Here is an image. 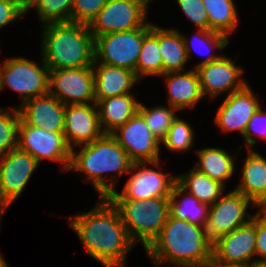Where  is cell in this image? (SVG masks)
Wrapping results in <instances>:
<instances>
[{"label": "cell", "mask_w": 266, "mask_h": 267, "mask_svg": "<svg viewBox=\"0 0 266 267\" xmlns=\"http://www.w3.org/2000/svg\"><path fill=\"white\" fill-rule=\"evenodd\" d=\"M88 255L104 267H124L128 253L136 246L127 234L117 209L106 197L87 212L69 216Z\"/></svg>", "instance_id": "cell-1"}, {"label": "cell", "mask_w": 266, "mask_h": 267, "mask_svg": "<svg viewBox=\"0 0 266 267\" xmlns=\"http://www.w3.org/2000/svg\"><path fill=\"white\" fill-rule=\"evenodd\" d=\"M212 245L205 227L168 215L166 224L145 252L155 266L211 267Z\"/></svg>", "instance_id": "cell-2"}, {"label": "cell", "mask_w": 266, "mask_h": 267, "mask_svg": "<svg viewBox=\"0 0 266 267\" xmlns=\"http://www.w3.org/2000/svg\"><path fill=\"white\" fill-rule=\"evenodd\" d=\"M77 152L71 149L69 170L83 173L86 181L91 182L92 187L99 197H107L115 190V175L107 179L104 174L116 172L122 177L131 169L133 161L126 151L119 145L112 134H103L91 143L81 145ZM108 181H107V180Z\"/></svg>", "instance_id": "cell-3"}, {"label": "cell", "mask_w": 266, "mask_h": 267, "mask_svg": "<svg viewBox=\"0 0 266 267\" xmlns=\"http://www.w3.org/2000/svg\"><path fill=\"white\" fill-rule=\"evenodd\" d=\"M41 28V60L49 70L93 66L94 37L87 24L50 23Z\"/></svg>", "instance_id": "cell-4"}, {"label": "cell", "mask_w": 266, "mask_h": 267, "mask_svg": "<svg viewBox=\"0 0 266 267\" xmlns=\"http://www.w3.org/2000/svg\"><path fill=\"white\" fill-rule=\"evenodd\" d=\"M117 209L131 241L146 249L158 236L169 215V197L147 200L108 199Z\"/></svg>", "instance_id": "cell-5"}, {"label": "cell", "mask_w": 266, "mask_h": 267, "mask_svg": "<svg viewBox=\"0 0 266 267\" xmlns=\"http://www.w3.org/2000/svg\"><path fill=\"white\" fill-rule=\"evenodd\" d=\"M25 57H11L0 63V92L6 87L17 92L21 104L48 93L49 69ZM42 65V66H41Z\"/></svg>", "instance_id": "cell-6"}, {"label": "cell", "mask_w": 266, "mask_h": 267, "mask_svg": "<svg viewBox=\"0 0 266 267\" xmlns=\"http://www.w3.org/2000/svg\"><path fill=\"white\" fill-rule=\"evenodd\" d=\"M152 24L146 22L140 28L97 37L94 40L95 60L135 72L144 37Z\"/></svg>", "instance_id": "cell-7"}, {"label": "cell", "mask_w": 266, "mask_h": 267, "mask_svg": "<svg viewBox=\"0 0 266 267\" xmlns=\"http://www.w3.org/2000/svg\"><path fill=\"white\" fill-rule=\"evenodd\" d=\"M159 162H133L129 171L132 175L121 193L115 189L106 198L147 200L154 197H170L177 175L164 173ZM149 165L158 168V171L148 167Z\"/></svg>", "instance_id": "cell-8"}, {"label": "cell", "mask_w": 266, "mask_h": 267, "mask_svg": "<svg viewBox=\"0 0 266 267\" xmlns=\"http://www.w3.org/2000/svg\"><path fill=\"white\" fill-rule=\"evenodd\" d=\"M257 206L244 194L228 191L209 206L205 226L207 237L214 242L218 237L231 233L250 222L254 215L247 212L249 205Z\"/></svg>", "instance_id": "cell-9"}, {"label": "cell", "mask_w": 266, "mask_h": 267, "mask_svg": "<svg viewBox=\"0 0 266 267\" xmlns=\"http://www.w3.org/2000/svg\"><path fill=\"white\" fill-rule=\"evenodd\" d=\"M17 147L31 154L39 164L42 159L52 160L60 162L63 170H68L71 148L66 142L64 133L45 131L27 125L21 120Z\"/></svg>", "instance_id": "cell-10"}, {"label": "cell", "mask_w": 266, "mask_h": 267, "mask_svg": "<svg viewBox=\"0 0 266 267\" xmlns=\"http://www.w3.org/2000/svg\"><path fill=\"white\" fill-rule=\"evenodd\" d=\"M48 92L65 105L95 103L93 67L49 70Z\"/></svg>", "instance_id": "cell-11"}, {"label": "cell", "mask_w": 266, "mask_h": 267, "mask_svg": "<svg viewBox=\"0 0 266 267\" xmlns=\"http://www.w3.org/2000/svg\"><path fill=\"white\" fill-rule=\"evenodd\" d=\"M147 15L148 12L133 0H108L88 26L95 40L107 33L140 28L147 22Z\"/></svg>", "instance_id": "cell-12"}, {"label": "cell", "mask_w": 266, "mask_h": 267, "mask_svg": "<svg viewBox=\"0 0 266 267\" xmlns=\"http://www.w3.org/2000/svg\"><path fill=\"white\" fill-rule=\"evenodd\" d=\"M112 135L133 162H157L160 160L161 142L153 135L139 113L115 130Z\"/></svg>", "instance_id": "cell-13"}, {"label": "cell", "mask_w": 266, "mask_h": 267, "mask_svg": "<svg viewBox=\"0 0 266 267\" xmlns=\"http://www.w3.org/2000/svg\"><path fill=\"white\" fill-rule=\"evenodd\" d=\"M39 163L18 147L0 156V197L10 206L22 194Z\"/></svg>", "instance_id": "cell-14"}, {"label": "cell", "mask_w": 266, "mask_h": 267, "mask_svg": "<svg viewBox=\"0 0 266 267\" xmlns=\"http://www.w3.org/2000/svg\"><path fill=\"white\" fill-rule=\"evenodd\" d=\"M203 97L214 99L220 94H232L242 90L248 83L242 78L244 70L225 55L213 62L196 68Z\"/></svg>", "instance_id": "cell-15"}, {"label": "cell", "mask_w": 266, "mask_h": 267, "mask_svg": "<svg viewBox=\"0 0 266 267\" xmlns=\"http://www.w3.org/2000/svg\"><path fill=\"white\" fill-rule=\"evenodd\" d=\"M255 256L256 213L250 222L218 237L212 245V263L250 264L257 261Z\"/></svg>", "instance_id": "cell-16"}, {"label": "cell", "mask_w": 266, "mask_h": 267, "mask_svg": "<svg viewBox=\"0 0 266 267\" xmlns=\"http://www.w3.org/2000/svg\"><path fill=\"white\" fill-rule=\"evenodd\" d=\"M260 102L250 85L227 95L218 108L215 123L224 133L239 132L244 136L248 122L260 108Z\"/></svg>", "instance_id": "cell-17"}, {"label": "cell", "mask_w": 266, "mask_h": 267, "mask_svg": "<svg viewBox=\"0 0 266 267\" xmlns=\"http://www.w3.org/2000/svg\"><path fill=\"white\" fill-rule=\"evenodd\" d=\"M103 134L96 103L65 105L64 136L71 149L91 143Z\"/></svg>", "instance_id": "cell-18"}, {"label": "cell", "mask_w": 266, "mask_h": 267, "mask_svg": "<svg viewBox=\"0 0 266 267\" xmlns=\"http://www.w3.org/2000/svg\"><path fill=\"white\" fill-rule=\"evenodd\" d=\"M18 107L25 124L45 131L64 133L65 104L49 92L29 99Z\"/></svg>", "instance_id": "cell-19"}, {"label": "cell", "mask_w": 266, "mask_h": 267, "mask_svg": "<svg viewBox=\"0 0 266 267\" xmlns=\"http://www.w3.org/2000/svg\"><path fill=\"white\" fill-rule=\"evenodd\" d=\"M165 76L168 105L178 111L193 109L204 97L200 79L195 68L186 71L168 72Z\"/></svg>", "instance_id": "cell-20"}, {"label": "cell", "mask_w": 266, "mask_h": 267, "mask_svg": "<svg viewBox=\"0 0 266 267\" xmlns=\"http://www.w3.org/2000/svg\"><path fill=\"white\" fill-rule=\"evenodd\" d=\"M92 67L96 101L131 93V88L140 81L131 70L98 63L95 59Z\"/></svg>", "instance_id": "cell-21"}, {"label": "cell", "mask_w": 266, "mask_h": 267, "mask_svg": "<svg viewBox=\"0 0 266 267\" xmlns=\"http://www.w3.org/2000/svg\"><path fill=\"white\" fill-rule=\"evenodd\" d=\"M243 159L242 178L234 189L250 199L258 209H266V159L254 150L247 149Z\"/></svg>", "instance_id": "cell-22"}, {"label": "cell", "mask_w": 266, "mask_h": 267, "mask_svg": "<svg viewBox=\"0 0 266 267\" xmlns=\"http://www.w3.org/2000/svg\"><path fill=\"white\" fill-rule=\"evenodd\" d=\"M134 97L132 93H128L95 101L104 134H112L138 113L141 101Z\"/></svg>", "instance_id": "cell-23"}, {"label": "cell", "mask_w": 266, "mask_h": 267, "mask_svg": "<svg viewBox=\"0 0 266 267\" xmlns=\"http://www.w3.org/2000/svg\"><path fill=\"white\" fill-rule=\"evenodd\" d=\"M198 157L194 168L206 174L211 179L225 185V182L235 173V156L229 155L225 150L216 147H207L195 151Z\"/></svg>", "instance_id": "cell-24"}, {"label": "cell", "mask_w": 266, "mask_h": 267, "mask_svg": "<svg viewBox=\"0 0 266 267\" xmlns=\"http://www.w3.org/2000/svg\"><path fill=\"white\" fill-rule=\"evenodd\" d=\"M180 196L181 199H179ZM169 198V215L171 217L178 220H187L197 226H206L208 204L200 202L195 196L186 192L177 182L174 184Z\"/></svg>", "instance_id": "cell-25"}, {"label": "cell", "mask_w": 266, "mask_h": 267, "mask_svg": "<svg viewBox=\"0 0 266 267\" xmlns=\"http://www.w3.org/2000/svg\"><path fill=\"white\" fill-rule=\"evenodd\" d=\"M158 44L162 57V75L184 71L188 58L182 33L176 28L158 26Z\"/></svg>", "instance_id": "cell-26"}, {"label": "cell", "mask_w": 266, "mask_h": 267, "mask_svg": "<svg viewBox=\"0 0 266 267\" xmlns=\"http://www.w3.org/2000/svg\"><path fill=\"white\" fill-rule=\"evenodd\" d=\"M176 182L189 194L209 206L225 193L224 185L194 167L188 172L177 175Z\"/></svg>", "instance_id": "cell-27"}, {"label": "cell", "mask_w": 266, "mask_h": 267, "mask_svg": "<svg viewBox=\"0 0 266 267\" xmlns=\"http://www.w3.org/2000/svg\"><path fill=\"white\" fill-rule=\"evenodd\" d=\"M135 75L140 81L149 75L162 76V57L158 44L157 24H152L150 32L144 37Z\"/></svg>", "instance_id": "cell-28"}, {"label": "cell", "mask_w": 266, "mask_h": 267, "mask_svg": "<svg viewBox=\"0 0 266 267\" xmlns=\"http://www.w3.org/2000/svg\"><path fill=\"white\" fill-rule=\"evenodd\" d=\"M209 21V30L226 35L238 27V11L234 0H202Z\"/></svg>", "instance_id": "cell-29"}, {"label": "cell", "mask_w": 266, "mask_h": 267, "mask_svg": "<svg viewBox=\"0 0 266 267\" xmlns=\"http://www.w3.org/2000/svg\"><path fill=\"white\" fill-rule=\"evenodd\" d=\"M197 30H198L197 33H195L191 39L190 38L188 39V37L182 34L188 61L191 56L192 50L196 51L198 54L206 55L210 54V51L212 50L214 51V49L222 50L223 48L227 47V45H229L230 43L229 38L222 33L213 30H203V29H197ZM214 54L215 53L212 54L211 52L210 55H207L204 61H201L200 63L196 64L193 68L196 69L199 65L216 61L221 57L219 54L218 55Z\"/></svg>", "instance_id": "cell-30"}, {"label": "cell", "mask_w": 266, "mask_h": 267, "mask_svg": "<svg viewBox=\"0 0 266 267\" xmlns=\"http://www.w3.org/2000/svg\"><path fill=\"white\" fill-rule=\"evenodd\" d=\"M73 3L74 0H32L26 6V14L35 9L42 25L67 23L71 22Z\"/></svg>", "instance_id": "cell-31"}, {"label": "cell", "mask_w": 266, "mask_h": 267, "mask_svg": "<svg viewBox=\"0 0 266 267\" xmlns=\"http://www.w3.org/2000/svg\"><path fill=\"white\" fill-rule=\"evenodd\" d=\"M178 110L176 108L166 106H155L148 108L143 103H140L138 113L144 118L146 124L151 129L153 135L161 142L173 120L177 117L175 114Z\"/></svg>", "instance_id": "cell-32"}, {"label": "cell", "mask_w": 266, "mask_h": 267, "mask_svg": "<svg viewBox=\"0 0 266 267\" xmlns=\"http://www.w3.org/2000/svg\"><path fill=\"white\" fill-rule=\"evenodd\" d=\"M193 131L191 124L177 116L161 144L163 143L168 151L187 152L194 146L195 132Z\"/></svg>", "instance_id": "cell-33"}, {"label": "cell", "mask_w": 266, "mask_h": 267, "mask_svg": "<svg viewBox=\"0 0 266 267\" xmlns=\"http://www.w3.org/2000/svg\"><path fill=\"white\" fill-rule=\"evenodd\" d=\"M20 122L18 108H0V156L17 148Z\"/></svg>", "instance_id": "cell-34"}, {"label": "cell", "mask_w": 266, "mask_h": 267, "mask_svg": "<svg viewBox=\"0 0 266 267\" xmlns=\"http://www.w3.org/2000/svg\"><path fill=\"white\" fill-rule=\"evenodd\" d=\"M108 0H74L71 22L89 25Z\"/></svg>", "instance_id": "cell-35"}, {"label": "cell", "mask_w": 266, "mask_h": 267, "mask_svg": "<svg viewBox=\"0 0 266 267\" xmlns=\"http://www.w3.org/2000/svg\"><path fill=\"white\" fill-rule=\"evenodd\" d=\"M181 11L198 29L209 30L206 8L202 0H175Z\"/></svg>", "instance_id": "cell-36"}, {"label": "cell", "mask_w": 266, "mask_h": 267, "mask_svg": "<svg viewBox=\"0 0 266 267\" xmlns=\"http://www.w3.org/2000/svg\"><path fill=\"white\" fill-rule=\"evenodd\" d=\"M257 136L266 140V112L265 110L263 111L262 106H260L249 120L247 129L243 136L246 141L245 145L249 148V150L255 149Z\"/></svg>", "instance_id": "cell-37"}, {"label": "cell", "mask_w": 266, "mask_h": 267, "mask_svg": "<svg viewBox=\"0 0 266 267\" xmlns=\"http://www.w3.org/2000/svg\"><path fill=\"white\" fill-rule=\"evenodd\" d=\"M25 14L26 7L21 0H0V29Z\"/></svg>", "instance_id": "cell-38"}, {"label": "cell", "mask_w": 266, "mask_h": 267, "mask_svg": "<svg viewBox=\"0 0 266 267\" xmlns=\"http://www.w3.org/2000/svg\"><path fill=\"white\" fill-rule=\"evenodd\" d=\"M256 256L257 261H266V209L256 213Z\"/></svg>", "instance_id": "cell-39"}, {"label": "cell", "mask_w": 266, "mask_h": 267, "mask_svg": "<svg viewBox=\"0 0 266 267\" xmlns=\"http://www.w3.org/2000/svg\"><path fill=\"white\" fill-rule=\"evenodd\" d=\"M211 267H250L248 263H211Z\"/></svg>", "instance_id": "cell-40"}, {"label": "cell", "mask_w": 266, "mask_h": 267, "mask_svg": "<svg viewBox=\"0 0 266 267\" xmlns=\"http://www.w3.org/2000/svg\"><path fill=\"white\" fill-rule=\"evenodd\" d=\"M8 208H9V205L0 197V225H1L2 217Z\"/></svg>", "instance_id": "cell-41"}, {"label": "cell", "mask_w": 266, "mask_h": 267, "mask_svg": "<svg viewBox=\"0 0 266 267\" xmlns=\"http://www.w3.org/2000/svg\"><path fill=\"white\" fill-rule=\"evenodd\" d=\"M133 1L136 2L137 4H139L145 11L148 12V9H149L148 4L154 0H133Z\"/></svg>", "instance_id": "cell-42"}, {"label": "cell", "mask_w": 266, "mask_h": 267, "mask_svg": "<svg viewBox=\"0 0 266 267\" xmlns=\"http://www.w3.org/2000/svg\"><path fill=\"white\" fill-rule=\"evenodd\" d=\"M250 267H266V261H253Z\"/></svg>", "instance_id": "cell-43"}, {"label": "cell", "mask_w": 266, "mask_h": 267, "mask_svg": "<svg viewBox=\"0 0 266 267\" xmlns=\"http://www.w3.org/2000/svg\"><path fill=\"white\" fill-rule=\"evenodd\" d=\"M0 267H9L8 263H6L1 253H0Z\"/></svg>", "instance_id": "cell-44"}, {"label": "cell", "mask_w": 266, "mask_h": 267, "mask_svg": "<svg viewBox=\"0 0 266 267\" xmlns=\"http://www.w3.org/2000/svg\"><path fill=\"white\" fill-rule=\"evenodd\" d=\"M31 1H32V0H27V1L24 3L25 7H26Z\"/></svg>", "instance_id": "cell-45"}]
</instances>
